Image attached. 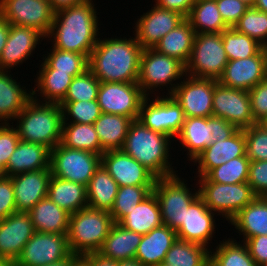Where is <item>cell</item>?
Returning <instances> with one entry per match:
<instances>
[{
    "mask_svg": "<svg viewBox=\"0 0 267 266\" xmlns=\"http://www.w3.org/2000/svg\"><path fill=\"white\" fill-rule=\"evenodd\" d=\"M94 6L92 0H86L55 12L46 37L53 38L51 47L84 54L89 58L100 33L98 13Z\"/></svg>",
    "mask_w": 267,
    "mask_h": 266,
    "instance_id": "6da1fadb",
    "label": "cell"
},
{
    "mask_svg": "<svg viewBox=\"0 0 267 266\" xmlns=\"http://www.w3.org/2000/svg\"><path fill=\"white\" fill-rule=\"evenodd\" d=\"M142 46L135 37L98 39L89 56L88 69L103 82H137Z\"/></svg>",
    "mask_w": 267,
    "mask_h": 266,
    "instance_id": "7a4b0ae2",
    "label": "cell"
},
{
    "mask_svg": "<svg viewBox=\"0 0 267 266\" xmlns=\"http://www.w3.org/2000/svg\"><path fill=\"white\" fill-rule=\"evenodd\" d=\"M171 140V137L149 129L136 119L129 127L122 150L157 178L168 177L177 174L169 162Z\"/></svg>",
    "mask_w": 267,
    "mask_h": 266,
    "instance_id": "3957f363",
    "label": "cell"
},
{
    "mask_svg": "<svg viewBox=\"0 0 267 266\" xmlns=\"http://www.w3.org/2000/svg\"><path fill=\"white\" fill-rule=\"evenodd\" d=\"M31 99L16 116L20 141L43 144L52 150L61 143L63 112L57 103Z\"/></svg>",
    "mask_w": 267,
    "mask_h": 266,
    "instance_id": "277c9868",
    "label": "cell"
},
{
    "mask_svg": "<svg viewBox=\"0 0 267 266\" xmlns=\"http://www.w3.org/2000/svg\"><path fill=\"white\" fill-rule=\"evenodd\" d=\"M114 224L105 210L86 207L70 214L67 238L71 253L83 256L98 252Z\"/></svg>",
    "mask_w": 267,
    "mask_h": 266,
    "instance_id": "5b68a950",
    "label": "cell"
},
{
    "mask_svg": "<svg viewBox=\"0 0 267 266\" xmlns=\"http://www.w3.org/2000/svg\"><path fill=\"white\" fill-rule=\"evenodd\" d=\"M183 76H186V66L179 60L161 54L153 48L142 50L137 83L146 96L154 97L151 94L158 95V93L153 92L168 85L166 94L171 95L180 83L177 80H182Z\"/></svg>",
    "mask_w": 267,
    "mask_h": 266,
    "instance_id": "8992f818",
    "label": "cell"
},
{
    "mask_svg": "<svg viewBox=\"0 0 267 266\" xmlns=\"http://www.w3.org/2000/svg\"><path fill=\"white\" fill-rule=\"evenodd\" d=\"M185 182L178 174L157 178L152 190L160 206L163 225L175 231L185 222L186 210L199 196V189L193 193Z\"/></svg>",
    "mask_w": 267,
    "mask_h": 266,
    "instance_id": "52a82bcc",
    "label": "cell"
},
{
    "mask_svg": "<svg viewBox=\"0 0 267 266\" xmlns=\"http://www.w3.org/2000/svg\"><path fill=\"white\" fill-rule=\"evenodd\" d=\"M198 178L199 196L204 204L228 222L257 196L247 182L222 184L211 182L206 176Z\"/></svg>",
    "mask_w": 267,
    "mask_h": 266,
    "instance_id": "ba28073f",
    "label": "cell"
},
{
    "mask_svg": "<svg viewBox=\"0 0 267 266\" xmlns=\"http://www.w3.org/2000/svg\"><path fill=\"white\" fill-rule=\"evenodd\" d=\"M229 59L222 44L221 33L195 34L186 74L218 80Z\"/></svg>",
    "mask_w": 267,
    "mask_h": 266,
    "instance_id": "9c48e42d",
    "label": "cell"
},
{
    "mask_svg": "<svg viewBox=\"0 0 267 266\" xmlns=\"http://www.w3.org/2000/svg\"><path fill=\"white\" fill-rule=\"evenodd\" d=\"M101 165V156L86 150L70 149L61 143L50 150L51 174L87 186Z\"/></svg>",
    "mask_w": 267,
    "mask_h": 266,
    "instance_id": "30bf717a",
    "label": "cell"
},
{
    "mask_svg": "<svg viewBox=\"0 0 267 266\" xmlns=\"http://www.w3.org/2000/svg\"><path fill=\"white\" fill-rule=\"evenodd\" d=\"M149 97L142 101L138 120L174 140L185 119L183 109L172 95H156L151 101Z\"/></svg>",
    "mask_w": 267,
    "mask_h": 266,
    "instance_id": "8fae6325",
    "label": "cell"
},
{
    "mask_svg": "<svg viewBox=\"0 0 267 266\" xmlns=\"http://www.w3.org/2000/svg\"><path fill=\"white\" fill-rule=\"evenodd\" d=\"M145 97L137 82H103L98 89L97 101L101 113L124 115L136 120Z\"/></svg>",
    "mask_w": 267,
    "mask_h": 266,
    "instance_id": "7c38bea8",
    "label": "cell"
},
{
    "mask_svg": "<svg viewBox=\"0 0 267 266\" xmlns=\"http://www.w3.org/2000/svg\"><path fill=\"white\" fill-rule=\"evenodd\" d=\"M0 12L11 25L33 28L45 38L55 14L49 0H0Z\"/></svg>",
    "mask_w": 267,
    "mask_h": 266,
    "instance_id": "4fadbf2b",
    "label": "cell"
},
{
    "mask_svg": "<svg viewBox=\"0 0 267 266\" xmlns=\"http://www.w3.org/2000/svg\"><path fill=\"white\" fill-rule=\"evenodd\" d=\"M67 234L35 232L25 244L16 266H44L71 255Z\"/></svg>",
    "mask_w": 267,
    "mask_h": 266,
    "instance_id": "5bb4252c",
    "label": "cell"
},
{
    "mask_svg": "<svg viewBox=\"0 0 267 266\" xmlns=\"http://www.w3.org/2000/svg\"><path fill=\"white\" fill-rule=\"evenodd\" d=\"M188 77V78H187ZM218 80L186 74L171 94L183 109L185 117L213 116V94Z\"/></svg>",
    "mask_w": 267,
    "mask_h": 266,
    "instance_id": "9a60e30c",
    "label": "cell"
},
{
    "mask_svg": "<svg viewBox=\"0 0 267 266\" xmlns=\"http://www.w3.org/2000/svg\"><path fill=\"white\" fill-rule=\"evenodd\" d=\"M213 116L220 117L237 129H246L256 122L252 116L248 91L228 88L219 82L214 87Z\"/></svg>",
    "mask_w": 267,
    "mask_h": 266,
    "instance_id": "2e32d148",
    "label": "cell"
},
{
    "mask_svg": "<svg viewBox=\"0 0 267 266\" xmlns=\"http://www.w3.org/2000/svg\"><path fill=\"white\" fill-rule=\"evenodd\" d=\"M101 164L122 186H154L157 177L122 149L108 150L101 155Z\"/></svg>",
    "mask_w": 267,
    "mask_h": 266,
    "instance_id": "e0dca14e",
    "label": "cell"
},
{
    "mask_svg": "<svg viewBox=\"0 0 267 266\" xmlns=\"http://www.w3.org/2000/svg\"><path fill=\"white\" fill-rule=\"evenodd\" d=\"M267 77V48L246 59L228 61L218 82L228 88L249 91Z\"/></svg>",
    "mask_w": 267,
    "mask_h": 266,
    "instance_id": "ac0fdd59",
    "label": "cell"
},
{
    "mask_svg": "<svg viewBox=\"0 0 267 266\" xmlns=\"http://www.w3.org/2000/svg\"><path fill=\"white\" fill-rule=\"evenodd\" d=\"M185 17L179 12L168 10L156 4L138 18L135 23V38L143 49L154 48L167 33L178 26Z\"/></svg>",
    "mask_w": 267,
    "mask_h": 266,
    "instance_id": "d6986e66",
    "label": "cell"
},
{
    "mask_svg": "<svg viewBox=\"0 0 267 266\" xmlns=\"http://www.w3.org/2000/svg\"><path fill=\"white\" fill-rule=\"evenodd\" d=\"M35 232L28 212H14L0 220V260L16 261Z\"/></svg>",
    "mask_w": 267,
    "mask_h": 266,
    "instance_id": "ffe728a7",
    "label": "cell"
},
{
    "mask_svg": "<svg viewBox=\"0 0 267 266\" xmlns=\"http://www.w3.org/2000/svg\"><path fill=\"white\" fill-rule=\"evenodd\" d=\"M215 215L198 196L186 210L185 222L176 230L177 238L208 248L216 233Z\"/></svg>",
    "mask_w": 267,
    "mask_h": 266,
    "instance_id": "44dd1931",
    "label": "cell"
},
{
    "mask_svg": "<svg viewBox=\"0 0 267 266\" xmlns=\"http://www.w3.org/2000/svg\"><path fill=\"white\" fill-rule=\"evenodd\" d=\"M43 39L44 36L33 28L10 24L7 42L0 55V70L10 71L20 66L35 52L36 46Z\"/></svg>",
    "mask_w": 267,
    "mask_h": 266,
    "instance_id": "7402d4cb",
    "label": "cell"
},
{
    "mask_svg": "<svg viewBox=\"0 0 267 266\" xmlns=\"http://www.w3.org/2000/svg\"><path fill=\"white\" fill-rule=\"evenodd\" d=\"M246 155L244 130L238 129L226 140H217L192 161L197 166V177H205L212 169L231 159Z\"/></svg>",
    "mask_w": 267,
    "mask_h": 266,
    "instance_id": "603a6c76",
    "label": "cell"
},
{
    "mask_svg": "<svg viewBox=\"0 0 267 266\" xmlns=\"http://www.w3.org/2000/svg\"><path fill=\"white\" fill-rule=\"evenodd\" d=\"M51 169L28 171L12 176L17 212L30 211L39 201L48 197Z\"/></svg>",
    "mask_w": 267,
    "mask_h": 266,
    "instance_id": "cb8c5ba5",
    "label": "cell"
},
{
    "mask_svg": "<svg viewBox=\"0 0 267 266\" xmlns=\"http://www.w3.org/2000/svg\"><path fill=\"white\" fill-rule=\"evenodd\" d=\"M177 240V233L166 225L154 228L142 235L135 259L143 266H157L164 262L166 254Z\"/></svg>",
    "mask_w": 267,
    "mask_h": 266,
    "instance_id": "d4e9b609",
    "label": "cell"
},
{
    "mask_svg": "<svg viewBox=\"0 0 267 266\" xmlns=\"http://www.w3.org/2000/svg\"><path fill=\"white\" fill-rule=\"evenodd\" d=\"M50 168V149L43 144L19 141L7 165V177Z\"/></svg>",
    "mask_w": 267,
    "mask_h": 266,
    "instance_id": "484cf974",
    "label": "cell"
},
{
    "mask_svg": "<svg viewBox=\"0 0 267 266\" xmlns=\"http://www.w3.org/2000/svg\"><path fill=\"white\" fill-rule=\"evenodd\" d=\"M212 116L185 117L180 132L175 137L180 146L187 149L189 161L205 150L214 141L211 134Z\"/></svg>",
    "mask_w": 267,
    "mask_h": 266,
    "instance_id": "4316f807",
    "label": "cell"
},
{
    "mask_svg": "<svg viewBox=\"0 0 267 266\" xmlns=\"http://www.w3.org/2000/svg\"><path fill=\"white\" fill-rule=\"evenodd\" d=\"M11 71L0 70V122L15 121L16 116L32 99V90L21 87L10 74ZM24 88V89H23ZM10 120V121H9Z\"/></svg>",
    "mask_w": 267,
    "mask_h": 266,
    "instance_id": "83f0119b",
    "label": "cell"
},
{
    "mask_svg": "<svg viewBox=\"0 0 267 266\" xmlns=\"http://www.w3.org/2000/svg\"><path fill=\"white\" fill-rule=\"evenodd\" d=\"M141 238L142 234L125 229L115 223L98 253L114 261L134 259Z\"/></svg>",
    "mask_w": 267,
    "mask_h": 266,
    "instance_id": "f1b7e54d",
    "label": "cell"
},
{
    "mask_svg": "<svg viewBox=\"0 0 267 266\" xmlns=\"http://www.w3.org/2000/svg\"><path fill=\"white\" fill-rule=\"evenodd\" d=\"M36 232L67 234L70 214L49 197L39 201L28 211Z\"/></svg>",
    "mask_w": 267,
    "mask_h": 266,
    "instance_id": "f546056e",
    "label": "cell"
},
{
    "mask_svg": "<svg viewBox=\"0 0 267 266\" xmlns=\"http://www.w3.org/2000/svg\"><path fill=\"white\" fill-rule=\"evenodd\" d=\"M195 34L191 23L185 18L178 26L162 37L153 49L179 60L186 66L192 53Z\"/></svg>",
    "mask_w": 267,
    "mask_h": 266,
    "instance_id": "4dcf8cb0",
    "label": "cell"
},
{
    "mask_svg": "<svg viewBox=\"0 0 267 266\" xmlns=\"http://www.w3.org/2000/svg\"><path fill=\"white\" fill-rule=\"evenodd\" d=\"M48 197L69 214L88 207L86 186L51 175Z\"/></svg>",
    "mask_w": 267,
    "mask_h": 266,
    "instance_id": "1f68e13d",
    "label": "cell"
},
{
    "mask_svg": "<svg viewBox=\"0 0 267 266\" xmlns=\"http://www.w3.org/2000/svg\"><path fill=\"white\" fill-rule=\"evenodd\" d=\"M132 121L124 115L101 113L93 124L101 144V155L108 150L122 149Z\"/></svg>",
    "mask_w": 267,
    "mask_h": 266,
    "instance_id": "d6a6232c",
    "label": "cell"
},
{
    "mask_svg": "<svg viewBox=\"0 0 267 266\" xmlns=\"http://www.w3.org/2000/svg\"><path fill=\"white\" fill-rule=\"evenodd\" d=\"M122 227L130 231L147 234L154 228L163 225L160 206L154 193L140 202L130 213L119 222Z\"/></svg>",
    "mask_w": 267,
    "mask_h": 266,
    "instance_id": "836d02e7",
    "label": "cell"
},
{
    "mask_svg": "<svg viewBox=\"0 0 267 266\" xmlns=\"http://www.w3.org/2000/svg\"><path fill=\"white\" fill-rule=\"evenodd\" d=\"M239 235H243L245 242L248 238L267 235V203L261 201L257 196L246 205L231 220Z\"/></svg>",
    "mask_w": 267,
    "mask_h": 266,
    "instance_id": "e575fe53",
    "label": "cell"
},
{
    "mask_svg": "<svg viewBox=\"0 0 267 266\" xmlns=\"http://www.w3.org/2000/svg\"><path fill=\"white\" fill-rule=\"evenodd\" d=\"M37 74L34 81L37 87L31 89L32 98L36 99L37 96H40L43 97L40 102L60 104L64 100L74 77L69 73L57 72L56 69L39 68Z\"/></svg>",
    "mask_w": 267,
    "mask_h": 266,
    "instance_id": "d590c367",
    "label": "cell"
},
{
    "mask_svg": "<svg viewBox=\"0 0 267 266\" xmlns=\"http://www.w3.org/2000/svg\"><path fill=\"white\" fill-rule=\"evenodd\" d=\"M118 188L116 181L101 164L86 186L88 207L110 212Z\"/></svg>",
    "mask_w": 267,
    "mask_h": 266,
    "instance_id": "8d00e7d4",
    "label": "cell"
},
{
    "mask_svg": "<svg viewBox=\"0 0 267 266\" xmlns=\"http://www.w3.org/2000/svg\"><path fill=\"white\" fill-rule=\"evenodd\" d=\"M187 19L196 34L221 33L229 28L219 13L216 0H196Z\"/></svg>",
    "mask_w": 267,
    "mask_h": 266,
    "instance_id": "74e56055",
    "label": "cell"
},
{
    "mask_svg": "<svg viewBox=\"0 0 267 266\" xmlns=\"http://www.w3.org/2000/svg\"><path fill=\"white\" fill-rule=\"evenodd\" d=\"M164 262L172 266H210V248L177 238Z\"/></svg>",
    "mask_w": 267,
    "mask_h": 266,
    "instance_id": "f35d334b",
    "label": "cell"
},
{
    "mask_svg": "<svg viewBox=\"0 0 267 266\" xmlns=\"http://www.w3.org/2000/svg\"><path fill=\"white\" fill-rule=\"evenodd\" d=\"M61 144L70 149L86 150L101 156V144L93 124L63 123Z\"/></svg>",
    "mask_w": 267,
    "mask_h": 266,
    "instance_id": "ab89813d",
    "label": "cell"
},
{
    "mask_svg": "<svg viewBox=\"0 0 267 266\" xmlns=\"http://www.w3.org/2000/svg\"><path fill=\"white\" fill-rule=\"evenodd\" d=\"M226 240L220 241L215 251L210 250V266H258L244 242L233 238Z\"/></svg>",
    "mask_w": 267,
    "mask_h": 266,
    "instance_id": "60d3db41",
    "label": "cell"
},
{
    "mask_svg": "<svg viewBox=\"0 0 267 266\" xmlns=\"http://www.w3.org/2000/svg\"><path fill=\"white\" fill-rule=\"evenodd\" d=\"M45 55L42 58L41 69H56L57 72L69 73L73 77L88 69L89 58L84 54L51 48Z\"/></svg>",
    "mask_w": 267,
    "mask_h": 266,
    "instance_id": "b9f144b4",
    "label": "cell"
},
{
    "mask_svg": "<svg viewBox=\"0 0 267 266\" xmlns=\"http://www.w3.org/2000/svg\"><path fill=\"white\" fill-rule=\"evenodd\" d=\"M221 37L229 61L252 57L263 48L256 40L234 28L222 31Z\"/></svg>",
    "mask_w": 267,
    "mask_h": 266,
    "instance_id": "7bdbcfd3",
    "label": "cell"
},
{
    "mask_svg": "<svg viewBox=\"0 0 267 266\" xmlns=\"http://www.w3.org/2000/svg\"><path fill=\"white\" fill-rule=\"evenodd\" d=\"M154 186H122L118 188L113 208L109 212L115 223L128 215L140 202L147 198Z\"/></svg>",
    "mask_w": 267,
    "mask_h": 266,
    "instance_id": "ee69618b",
    "label": "cell"
},
{
    "mask_svg": "<svg viewBox=\"0 0 267 266\" xmlns=\"http://www.w3.org/2000/svg\"><path fill=\"white\" fill-rule=\"evenodd\" d=\"M250 159L240 156L212 169L206 177L211 182L222 184L246 183L249 175Z\"/></svg>",
    "mask_w": 267,
    "mask_h": 266,
    "instance_id": "f6af8a7d",
    "label": "cell"
},
{
    "mask_svg": "<svg viewBox=\"0 0 267 266\" xmlns=\"http://www.w3.org/2000/svg\"><path fill=\"white\" fill-rule=\"evenodd\" d=\"M238 32L246 34L267 48V13L249 7L234 26Z\"/></svg>",
    "mask_w": 267,
    "mask_h": 266,
    "instance_id": "bcb514c9",
    "label": "cell"
},
{
    "mask_svg": "<svg viewBox=\"0 0 267 266\" xmlns=\"http://www.w3.org/2000/svg\"><path fill=\"white\" fill-rule=\"evenodd\" d=\"M59 105L63 112V123L94 124L101 115L97 100L61 102Z\"/></svg>",
    "mask_w": 267,
    "mask_h": 266,
    "instance_id": "7dc6e473",
    "label": "cell"
},
{
    "mask_svg": "<svg viewBox=\"0 0 267 266\" xmlns=\"http://www.w3.org/2000/svg\"><path fill=\"white\" fill-rule=\"evenodd\" d=\"M99 86V80L87 69L73 78L62 102L97 100Z\"/></svg>",
    "mask_w": 267,
    "mask_h": 266,
    "instance_id": "c3c4849f",
    "label": "cell"
},
{
    "mask_svg": "<svg viewBox=\"0 0 267 266\" xmlns=\"http://www.w3.org/2000/svg\"><path fill=\"white\" fill-rule=\"evenodd\" d=\"M246 141V156L250 161L267 160V129L255 123L243 129Z\"/></svg>",
    "mask_w": 267,
    "mask_h": 266,
    "instance_id": "681fc988",
    "label": "cell"
},
{
    "mask_svg": "<svg viewBox=\"0 0 267 266\" xmlns=\"http://www.w3.org/2000/svg\"><path fill=\"white\" fill-rule=\"evenodd\" d=\"M12 122L0 123V162L6 167L11 154L15 151L20 138Z\"/></svg>",
    "mask_w": 267,
    "mask_h": 266,
    "instance_id": "f907efd6",
    "label": "cell"
},
{
    "mask_svg": "<svg viewBox=\"0 0 267 266\" xmlns=\"http://www.w3.org/2000/svg\"><path fill=\"white\" fill-rule=\"evenodd\" d=\"M252 116L256 123L267 117V77L249 91Z\"/></svg>",
    "mask_w": 267,
    "mask_h": 266,
    "instance_id": "816d5d0a",
    "label": "cell"
},
{
    "mask_svg": "<svg viewBox=\"0 0 267 266\" xmlns=\"http://www.w3.org/2000/svg\"><path fill=\"white\" fill-rule=\"evenodd\" d=\"M216 3L222 19L229 28H234L241 16L249 8L248 5L240 0H216Z\"/></svg>",
    "mask_w": 267,
    "mask_h": 266,
    "instance_id": "f5cc1de1",
    "label": "cell"
},
{
    "mask_svg": "<svg viewBox=\"0 0 267 266\" xmlns=\"http://www.w3.org/2000/svg\"><path fill=\"white\" fill-rule=\"evenodd\" d=\"M17 212L11 177L0 178V220Z\"/></svg>",
    "mask_w": 267,
    "mask_h": 266,
    "instance_id": "db71d44e",
    "label": "cell"
},
{
    "mask_svg": "<svg viewBox=\"0 0 267 266\" xmlns=\"http://www.w3.org/2000/svg\"><path fill=\"white\" fill-rule=\"evenodd\" d=\"M247 183L256 195L267 186V160L250 162Z\"/></svg>",
    "mask_w": 267,
    "mask_h": 266,
    "instance_id": "11a10c76",
    "label": "cell"
},
{
    "mask_svg": "<svg viewBox=\"0 0 267 266\" xmlns=\"http://www.w3.org/2000/svg\"><path fill=\"white\" fill-rule=\"evenodd\" d=\"M250 256L258 266L267 262V235L248 238L245 242Z\"/></svg>",
    "mask_w": 267,
    "mask_h": 266,
    "instance_id": "9f6ffc18",
    "label": "cell"
},
{
    "mask_svg": "<svg viewBox=\"0 0 267 266\" xmlns=\"http://www.w3.org/2000/svg\"><path fill=\"white\" fill-rule=\"evenodd\" d=\"M238 129L231 123L220 117L212 116V138L213 141L226 140L232 136Z\"/></svg>",
    "mask_w": 267,
    "mask_h": 266,
    "instance_id": "6f0895ef",
    "label": "cell"
},
{
    "mask_svg": "<svg viewBox=\"0 0 267 266\" xmlns=\"http://www.w3.org/2000/svg\"><path fill=\"white\" fill-rule=\"evenodd\" d=\"M196 0H155V4L161 8L179 12L187 18Z\"/></svg>",
    "mask_w": 267,
    "mask_h": 266,
    "instance_id": "680465c9",
    "label": "cell"
},
{
    "mask_svg": "<svg viewBox=\"0 0 267 266\" xmlns=\"http://www.w3.org/2000/svg\"><path fill=\"white\" fill-rule=\"evenodd\" d=\"M90 266H117V261L102 256L98 252L88 253L82 256Z\"/></svg>",
    "mask_w": 267,
    "mask_h": 266,
    "instance_id": "91938a15",
    "label": "cell"
},
{
    "mask_svg": "<svg viewBox=\"0 0 267 266\" xmlns=\"http://www.w3.org/2000/svg\"><path fill=\"white\" fill-rule=\"evenodd\" d=\"M10 23L5 20L2 13L0 12V55L6 45L7 38L9 35Z\"/></svg>",
    "mask_w": 267,
    "mask_h": 266,
    "instance_id": "94428289",
    "label": "cell"
},
{
    "mask_svg": "<svg viewBox=\"0 0 267 266\" xmlns=\"http://www.w3.org/2000/svg\"><path fill=\"white\" fill-rule=\"evenodd\" d=\"M54 12L85 2L86 0H49Z\"/></svg>",
    "mask_w": 267,
    "mask_h": 266,
    "instance_id": "6125c7cd",
    "label": "cell"
},
{
    "mask_svg": "<svg viewBox=\"0 0 267 266\" xmlns=\"http://www.w3.org/2000/svg\"><path fill=\"white\" fill-rule=\"evenodd\" d=\"M78 256L75 254H71L68 258L53 262L51 264H47L44 266H71V263L77 258Z\"/></svg>",
    "mask_w": 267,
    "mask_h": 266,
    "instance_id": "be15d7a7",
    "label": "cell"
},
{
    "mask_svg": "<svg viewBox=\"0 0 267 266\" xmlns=\"http://www.w3.org/2000/svg\"><path fill=\"white\" fill-rule=\"evenodd\" d=\"M117 266H143V265L134 258L124 261H117Z\"/></svg>",
    "mask_w": 267,
    "mask_h": 266,
    "instance_id": "e7e4bbea",
    "label": "cell"
},
{
    "mask_svg": "<svg viewBox=\"0 0 267 266\" xmlns=\"http://www.w3.org/2000/svg\"><path fill=\"white\" fill-rule=\"evenodd\" d=\"M254 8L267 13V0H256Z\"/></svg>",
    "mask_w": 267,
    "mask_h": 266,
    "instance_id": "03108f58",
    "label": "cell"
},
{
    "mask_svg": "<svg viewBox=\"0 0 267 266\" xmlns=\"http://www.w3.org/2000/svg\"><path fill=\"white\" fill-rule=\"evenodd\" d=\"M71 266H90L89 263L82 257L78 256L72 263Z\"/></svg>",
    "mask_w": 267,
    "mask_h": 266,
    "instance_id": "003e7915",
    "label": "cell"
},
{
    "mask_svg": "<svg viewBox=\"0 0 267 266\" xmlns=\"http://www.w3.org/2000/svg\"><path fill=\"white\" fill-rule=\"evenodd\" d=\"M257 197L267 203V186L263 188L258 194Z\"/></svg>",
    "mask_w": 267,
    "mask_h": 266,
    "instance_id": "a7ac6f4b",
    "label": "cell"
},
{
    "mask_svg": "<svg viewBox=\"0 0 267 266\" xmlns=\"http://www.w3.org/2000/svg\"><path fill=\"white\" fill-rule=\"evenodd\" d=\"M0 266H16V264L12 260H0Z\"/></svg>",
    "mask_w": 267,
    "mask_h": 266,
    "instance_id": "89a4df30",
    "label": "cell"
},
{
    "mask_svg": "<svg viewBox=\"0 0 267 266\" xmlns=\"http://www.w3.org/2000/svg\"><path fill=\"white\" fill-rule=\"evenodd\" d=\"M7 177L6 167L0 162V178Z\"/></svg>",
    "mask_w": 267,
    "mask_h": 266,
    "instance_id": "2644e50d",
    "label": "cell"
},
{
    "mask_svg": "<svg viewBox=\"0 0 267 266\" xmlns=\"http://www.w3.org/2000/svg\"><path fill=\"white\" fill-rule=\"evenodd\" d=\"M240 1L244 2L249 7H254L255 2H256V0H240Z\"/></svg>",
    "mask_w": 267,
    "mask_h": 266,
    "instance_id": "8c879c8a",
    "label": "cell"
},
{
    "mask_svg": "<svg viewBox=\"0 0 267 266\" xmlns=\"http://www.w3.org/2000/svg\"><path fill=\"white\" fill-rule=\"evenodd\" d=\"M262 126H264L267 129V117L260 122Z\"/></svg>",
    "mask_w": 267,
    "mask_h": 266,
    "instance_id": "753ad0ef",
    "label": "cell"
},
{
    "mask_svg": "<svg viewBox=\"0 0 267 266\" xmlns=\"http://www.w3.org/2000/svg\"><path fill=\"white\" fill-rule=\"evenodd\" d=\"M157 266H172V265H169V264H166L165 262H162V263H160V264L157 265Z\"/></svg>",
    "mask_w": 267,
    "mask_h": 266,
    "instance_id": "34e18365",
    "label": "cell"
}]
</instances>
